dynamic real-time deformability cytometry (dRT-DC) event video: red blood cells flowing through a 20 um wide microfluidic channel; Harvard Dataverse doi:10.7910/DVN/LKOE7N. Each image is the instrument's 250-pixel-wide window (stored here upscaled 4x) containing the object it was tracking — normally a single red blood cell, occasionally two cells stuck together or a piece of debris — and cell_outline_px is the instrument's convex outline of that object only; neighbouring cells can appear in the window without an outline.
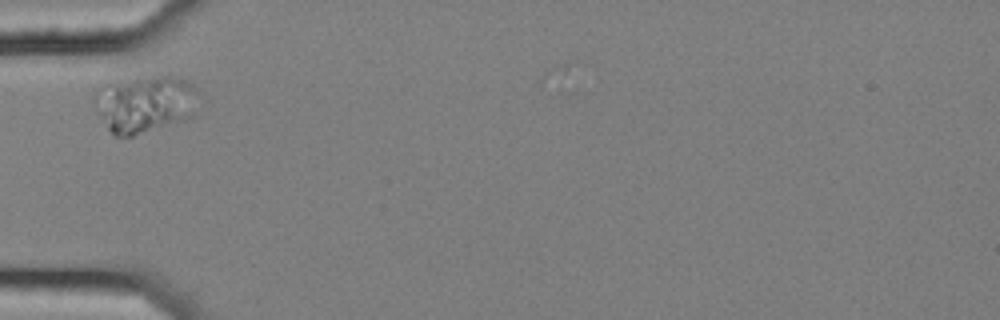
{"species": "common noctule bat (a hibernating species)", "species_latin": "Nyctalus noctula", "temperature_condition": "cold", "stored_images_in_passage": 7, "camera_frame_rate_fps": 3000, "um_per_image_px": 0.085, "animal": {"sex": "female", "body_mass_g": 25.1}, "frame": {"image": 1, "passage_image": 2, "time_ms": 0.333, "image_size_px": [1000, 320], "cell_outline_px": [[200, 92], [196, 116], [184, 120], [132, 136], [116, 136], [108, 128], [92, 104], [92, 96], [96, 88], [100, 84], [152, 76], [176, 76], [192, 84]], "centroid_in_image_um": [12.33, 8.81], "position_along_channel_um": 72.7, "area_um2": 35.37}}
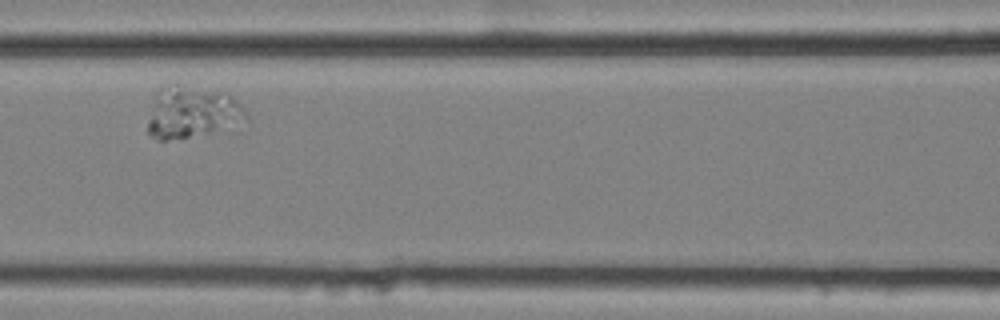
{"frame": {"image": 2, "passage_image": 4, "time_ms": 1.0, "image_size_px": [1000, 320], "cell_outline_px": [[248, 120], [208, 132], [168, 140], [160, 140], [152, 136], [148, 132], [148, 120], [160, 84], [168, 84], [228, 92], [244, 108], [248, 116]], "centroid_in_image_um": [16.32, 9.51], "position_along_channel_um": 150.3, "area_um2": 29.02}}
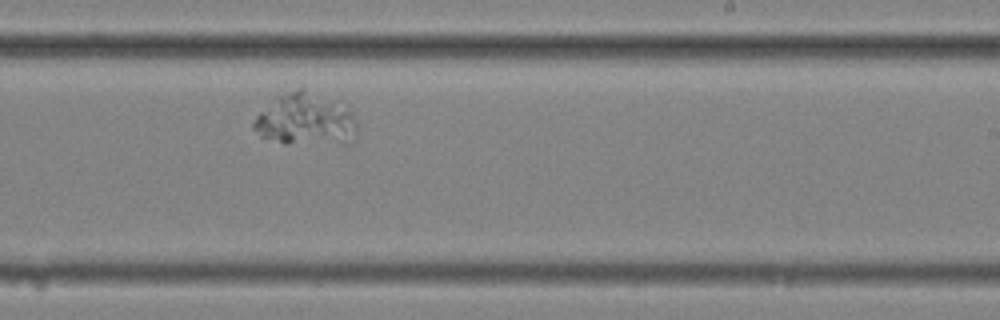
{"frame": {"image": 3, "passage_image": 7, "time_ms": 2.0, "image_size_px": [1000, 320], "cell_outline_px": [[356, 132], [352, 144], [284, 144], [260, 136], [252, 128], [252, 124], [256, 116], [272, 96], [300, 84], [348, 112], [352, 116], [356, 124]], "centroid_in_image_um": [25.86, 10.16], "position_along_channel_um": 263.1, "area_um2": 31.96}}